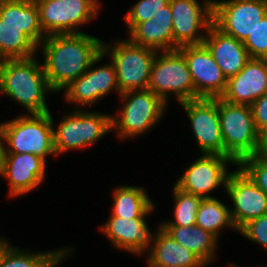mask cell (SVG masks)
<instances>
[{"mask_svg":"<svg viewBox=\"0 0 267 267\" xmlns=\"http://www.w3.org/2000/svg\"><path fill=\"white\" fill-rule=\"evenodd\" d=\"M149 248L148 267H207L194 252L175 241L159 225L151 235Z\"/></svg>","mask_w":267,"mask_h":267,"instance_id":"7402d4cb","label":"cell"},{"mask_svg":"<svg viewBox=\"0 0 267 267\" xmlns=\"http://www.w3.org/2000/svg\"><path fill=\"white\" fill-rule=\"evenodd\" d=\"M109 217L100 229L114 247L135 255L149 249L152 232L145 218Z\"/></svg>","mask_w":267,"mask_h":267,"instance_id":"ffe728a7","label":"cell"},{"mask_svg":"<svg viewBox=\"0 0 267 267\" xmlns=\"http://www.w3.org/2000/svg\"><path fill=\"white\" fill-rule=\"evenodd\" d=\"M11 243L7 240H5V238H1L0 237V258L4 252V250L10 245Z\"/></svg>","mask_w":267,"mask_h":267,"instance_id":"8d00e7d4","label":"cell"},{"mask_svg":"<svg viewBox=\"0 0 267 267\" xmlns=\"http://www.w3.org/2000/svg\"><path fill=\"white\" fill-rule=\"evenodd\" d=\"M218 114L224 143V156L237 165L258 150L259 134L256 131L252 110L248 105L232 104L218 97Z\"/></svg>","mask_w":267,"mask_h":267,"instance_id":"5b68a950","label":"cell"},{"mask_svg":"<svg viewBox=\"0 0 267 267\" xmlns=\"http://www.w3.org/2000/svg\"><path fill=\"white\" fill-rule=\"evenodd\" d=\"M255 156L267 162V131H264L259 135L258 150Z\"/></svg>","mask_w":267,"mask_h":267,"instance_id":"836d02e7","label":"cell"},{"mask_svg":"<svg viewBox=\"0 0 267 267\" xmlns=\"http://www.w3.org/2000/svg\"><path fill=\"white\" fill-rule=\"evenodd\" d=\"M204 44L227 80L239 73L251 59L243 42L225 34L214 24L207 32Z\"/></svg>","mask_w":267,"mask_h":267,"instance_id":"44dd1931","label":"cell"},{"mask_svg":"<svg viewBox=\"0 0 267 267\" xmlns=\"http://www.w3.org/2000/svg\"><path fill=\"white\" fill-rule=\"evenodd\" d=\"M128 33L129 40L137 45L159 52L173 50L172 22L155 21V18L152 17L147 21L135 24Z\"/></svg>","mask_w":267,"mask_h":267,"instance_id":"d4e9b609","label":"cell"},{"mask_svg":"<svg viewBox=\"0 0 267 267\" xmlns=\"http://www.w3.org/2000/svg\"><path fill=\"white\" fill-rule=\"evenodd\" d=\"M54 121L50 112L21 115L3 123L4 153H31L46 160L55 156Z\"/></svg>","mask_w":267,"mask_h":267,"instance_id":"277c9868","label":"cell"},{"mask_svg":"<svg viewBox=\"0 0 267 267\" xmlns=\"http://www.w3.org/2000/svg\"><path fill=\"white\" fill-rule=\"evenodd\" d=\"M5 61H6L5 57L0 53V69L4 65Z\"/></svg>","mask_w":267,"mask_h":267,"instance_id":"74e56055","label":"cell"},{"mask_svg":"<svg viewBox=\"0 0 267 267\" xmlns=\"http://www.w3.org/2000/svg\"><path fill=\"white\" fill-rule=\"evenodd\" d=\"M40 45L45 76L57 93L89 69L102 53L103 42L82 32L47 35Z\"/></svg>","mask_w":267,"mask_h":267,"instance_id":"6da1fadb","label":"cell"},{"mask_svg":"<svg viewBox=\"0 0 267 267\" xmlns=\"http://www.w3.org/2000/svg\"><path fill=\"white\" fill-rule=\"evenodd\" d=\"M267 92V59L251 58L244 68L227 80L221 96L226 102L250 106Z\"/></svg>","mask_w":267,"mask_h":267,"instance_id":"d6986e66","label":"cell"},{"mask_svg":"<svg viewBox=\"0 0 267 267\" xmlns=\"http://www.w3.org/2000/svg\"><path fill=\"white\" fill-rule=\"evenodd\" d=\"M243 44L251 58L267 59V14Z\"/></svg>","mask_w":267,"mask_h":267,"instance_id":"f546056e","label":"cell"},{"mask_svg":"<svg viewBox=\"0 0 267 267\" xmlns=\"http://www.w3.org/2000/svg\"><path fill=\"white\" fill-rule=\"evenodd\" d=\"M34 57L6 59L0 69V94L20 103L30 114H45L50 112L45 96L54 91L43 65Z\"/></svg>","mask_w":267,"mask_h":267,"instance_id":"3957f363","label":"cell"},{"mask_svg":"<svg viewBox=\"0 0 267 267\" xmlns=\"http://www.w3.org/2000/svg\"><path fill=\"white\" fill-rule=\"evenodd\" d=\"M170 0L173 24V50L186 45L204 44L213 24V0ZM203 29V32L200 30ZM203 33V34H202Z\"/></svg>","mask_w":267,"mask_h":267,"instance_id":"8fae6325","label":"cell"},{"mask_svg":"<svg viewBox=\"0 0 267 267\" xmlns=\"http://www.w3.org/2000/svg\"><path fill=\"white\" fill-rule=\"evenodd\" d=\"M102 53L109 55L114 64L120 93L147 89L151 66L157 54L155 49L126 39L111 45L103 42Z\"/></svg>","mask_w":267,"mask_h":267,"instance_id":"52a82bcc","label":"cell"},{"mask_svg":"<svg viewBox=\"0 0 267 267\" xmlns=\"http://www.w3.org/2000/svg\"><path fill=\"white\" fill-rule=\"evenodd\" d=\"M237 167L230 173L225 190L234 205L230 214L238 232L249 221L267 214V195Z\"/></svg>","mask_w":267,"mask_h":267,"instance_id":"9a60e30c","label":"cell"},{"mask_svg":"<svg viewBox=\"0 0 267 267\" xmlns=\"http://www.w3.org/2000/svg\"><path fill=\"white\" fill-rule=\"evenodd\" d=\"M154 211V204L144 188L122 185L113 191V208L110 216L145 218Z\"/></svg>","mask_w":267,"mask_h":267,"instance_id":"cb8c5ba5","label":"cell"},{"mask_svg":"<svg viewBox=\"0 0 267 267\" xmlns=\"http://www.w3.org/2000/svg\"><path fill=\"white\" fill-rule=\"evenodd\" d=\"M170 0H139L127 11L125 22L128 31L135 25L154 17Z\"/></svg>","mask_w":267,"mask_h":267,"instance_id":"f1b7e54d","label":"cell"},{"mask_svg":"<svg viewBox=\"0 0 267 267\" xmlns=\"http://www.w3.org/2000/svg\"><path fill=\"white\" fill-rule=\"evenodd\" d=\"M174 196V221L163 222L159 226H191L196 225V214L201 197L179 189L175 184Z\"/></svg>","mask_w":267,"mask_h":267,"instance_id":"83f0119b","label":"cell"},{"mask_svg":"<svg viewBox=\"0 0 267 267\" xmlns=\"http://www.w3.org/2000/svg\"><path fill=\"white\" fill-rule=\"evenodd\" d=\"M237 165L231 158L215 155L202 154L190 166L182 176L174 183L179 189L205 198H213L209 195L220 186L226 188L228 173L227 164Z\"/></svg>","mask_w":267,"mask_h":267,"instance_id":"4fadbf2b","label":"cell"},{"mask_svg":"<svg viewBox=\"0 0 267 267\" xmlns=\"http://www.w3.org/2000/svg\"><path fill=\"white\" fill-rule=\"evenodd\" d=\"M4 134H3V122L0 123V163L4 155Z\"/></svg>","mask_w":267,"mask_h":267,"instance_id":"d590c367","label":"cell"},{"mask_svg":"<svg viewBox=\"0 0 267 267\" xmlns=\"http://www.w3.org/2000/svg\"><path fill=\"white\" fill-rule=\"evenodd\" d=\"M20 249L10 244L0 258V267H55L73 252V248L37 253Z\"/></svg>","mask_w":267,"mask_h":267,"instance_id":"484cf974","label":"cell"},{"mask_svg":"<svg viewBox=\"0 0 267 267\" xmlns=\"http://www.w3.org/2000/svg\"><path fill=\"white\" fill-rule=\"evenodd\" d=\"M83 110L77 106L62 118L57 129H53L56 155L96 144L112 130L111 114Z\"/></svg>","mask_w":267,"mask_h":267,"instance_id":"9c48e42d","label":"cell"},{"mask_svg":"<svg viewBox=\"0 0 267 267\" xmlns=\"http://www.w3.org/2000/svg\"><path fill=\"white\" fill-rule=\"evenodd\" d=\"M124 102L120 115L111 116L112 131L124 140L139 136L154 127L161 118L167 104L149 89L130 90L119 96Z\"/></svg>","mask_w":267,"mask_h":267,"instance_id":"8992f818","label":"cell"},{"mask_svg":"<svg viewBox=\"0 0 267 267\" xmlns=\"http://www.w3.org/2000/svg\"><path fill=\"white\" fill-rule=\"evenodd\" d=\"M178 50L184 55L195 89V99L221 97L227 79L205 44L186 45Z\"/></svg>","mask_w":267,"mask_h":267,"instance_id":"2e32d148","label":"cell"},{"mask_svg":"<svg viewBox=\"0 0 267 267\" xmlns=\"http://www.w3.org/2000/svg\"><path fill=\"white\" fill-rule=\"evenodd\" d=\"M238 232L267 251V214L249 221Z\"/></svg>","mask_w":267,"mask_h":267,"instance_id":"1f68e13d","label":"cell"},{"mask_svg":"<svg viewBox=\"0 0 267 267\" xmlns=\"http://www.w3.org/2000/svg\"><path fill=\"white\" fill-rule=\"evenodd\" d=\"M155 21L172 22V11L170 4L163 7L156 15H154Z\"/></svg>","mask_w":267,"mask_h":267,"instance_id":"e575fe53","label":"cell"},{"mask_svg":"<svg viewBox=\"0 0 267 267\" xmlns=\"http://www.w3.org/2000/svg\"><path fill=\"white\" fill-rule=\"evenodd\" d=\"M237 166L267 195V162L254 155L246 157Z\"/></svg>","mask_w":267,"mask_h":267,"instance_id":"4dcf8cb0","label":"cell"},{"mask_svg":"<svg viewBox=\"0 0 267 267\" xmlns=\"http://www.w3.org/2000/svg\"><path fill=\"white\" fill-rule=\"evenodd\" d=\"M180 106L187 113L201 152L224 156V143L218 114V97L189 100L181 102Z\"/></svg>","mask_w":267,"mask_h":267,"instance_id":"5bb4252c","label":"cell"},{"mask_svg":"<svg viewBox=\"0 0 267 267\" xmlns=\"http://www.w3.org/2000/svg\"><path fill=\"white\" fill-rule=\"evenodd\" d=\"M45 174L46 161L31 153H4L0 163V176L8 181L11 197L33 191Z\"/></svg>","mask_w":267,"mask_h":267,"instance_id":"ac0fdd59","label":"cell"},{"mask_svg":"<svg viewBox=\"0 0 267 267\" xmlns=\"http://www.w3.org/2000/svg\"><path fill=\"white\" fill-rule=\"evenodd\" d=\"M266 14L264 0H213V24L241 42L249 37Z\"/></svg>","mask_w":267,"mask_h":267,"instance_id":"7c38bea8","label":"cell"},{"mask_svg":"<svg viewBox=\"0 0 267 267\" xmlns=\"http://www.w3.org/2000/svg\"><path fill=\"white\" fill-rule=\"evenodd\" d=\"M45 38L35 0H0V53L5 59L34 56Z\"/></svg>","mask_w":267,"mask_h":267,"instance_id":"7a4b0ae2","label":"cell"},{"mask_svg":"<svg viewBox=\"0 0 267 267\" xmlns=\"http://www.w3.org/2000/svg\"><path fill=\"white\" fill-rule=\"evenodd\" d=\"M106 55L101 53L91 64L89 69L76 80L72 81L63 90L65 98L75 106H85L96 104L105 95L116 90L120 95L117 83V76L114 64H106L92 68L100 62ZM96 102V103H95Z\"/></svg>","mask_w":267,"mask_h":267,"instance_id":"e0dca14e","label":"cell"},{"mask_svg":"<svg viewBox=\"0 0 267 267\" xmlns=\"http://www.w3.org/2000/svg\"><path fill=\"white\" fill-rule=\"evenodd\" d=\"M43 33H82L77 28L98 15L99 0H35Z\"/></svg>","mask_w":267,"mask_h":267,"instance_id":"30bf717a","label":"cell"},{"mask_svg":"<svg viewBox=\"0 0 267 267\" xmlns=\"http://www.w3.org/2000/svg\"><path fill=\"white\" fill-rule=\"evenodd\" d=\"M196 225L217 238L220 236L221 229L236 230L231 219L230 209L215 197L201 200L196 214Z\"/></svg>","mask_w":267,"mask_h":267,"instance_id":"4316f807","label":"cell"},{"mask_svg":"<svg viewBox=\"0 0 267 267\" xmlns=\"http://www.w3.org/2000/svg\"><path fill=\"white\" fill-rule=\"evenodd\" d=\"M250 107L256 131L260 135L267 131V92L254 101Z\"/></svg>","mask_w":267,"mask_h":267,"instance_id":"d6a6232c","label":"cell"},{"mask_svg":"<svg viewBox=\"0 0 267 267\" xmlns=\"http://www.w3.org/2000/svg\"><path fill=\"white\" fill-rule=\"evenodd\" d=\"M147 89L168 104L169 93L178 103L195 100V89L184 55L178 50L157 51Z\"/></svg>","mask_w":267,"mask_h":267,"instance_id":"ba28073f","label":"cell"},{"mask_svg":"<svg viewBox=\"0 0 267 267\" xmlns=\"http://www.w3.org/2000/svg\"><path fill=\"white\" fill-rule=\"evenodd\" d=\"M228 267H238V266H237V265H234V264H233V265H232V264H231V265L229 264ZM262 267H263V266H262ZM265 267H266V266H265Z\"/></svg>","mask_w":267,"mask_h":267,"instance_id":"f35d334b","label":"cell"},{"mask_svg":"<svg viewBox=\"0 0 267 267\" xmlns=\"http://www.w3.org/2000/svg\"><path fill=\"white\" fill-rule=\"evenodd\" d=\"M160 227L179 244L194 252L206 265L214 261L219 239L209 231L197 225Z\"/></svg>","mask_w":267,"mask_h":267,"instance_id":"603a6c76","label":"cell"}]
</instances>
